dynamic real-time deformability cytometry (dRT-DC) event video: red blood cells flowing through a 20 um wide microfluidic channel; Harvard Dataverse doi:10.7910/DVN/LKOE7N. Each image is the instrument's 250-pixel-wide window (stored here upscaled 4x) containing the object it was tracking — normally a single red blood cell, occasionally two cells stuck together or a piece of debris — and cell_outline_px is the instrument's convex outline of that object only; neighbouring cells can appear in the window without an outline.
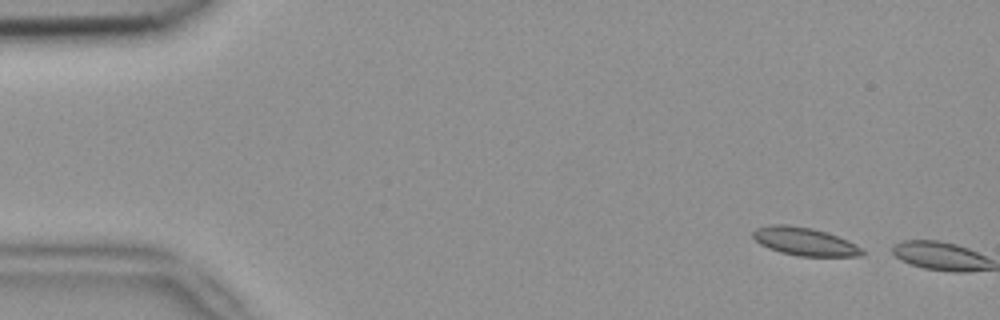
{"species": "common noctule bat (a hibernating species)", "species_latin": "Nyctalus noctula", "temperature_condition": "room temperature", "stored_images_in_passage": 2, "camera_frame_rate_fps": 3000, "um_per_image_px": 0.085, "animal": {"sex": "female", "body_mass_g": 18.4}, "frame": {"image": 1, "passage_image": 1, "time_ms": 0.0, "image_size_px": [1000, 320], "cell_outline_px": [[864, 256], [796, 256], [780, 252], [768, 248], [760, 244], [752, 236], [752, 232], [756, 228], [772, 224], [788, 224], [812, 228], [848, 240], [856, 244], [864, 252]], "centroid_in_image_um": [68.37, 20.53], "position_along_channel_um": 16.6, "area_um2": 17.86}}